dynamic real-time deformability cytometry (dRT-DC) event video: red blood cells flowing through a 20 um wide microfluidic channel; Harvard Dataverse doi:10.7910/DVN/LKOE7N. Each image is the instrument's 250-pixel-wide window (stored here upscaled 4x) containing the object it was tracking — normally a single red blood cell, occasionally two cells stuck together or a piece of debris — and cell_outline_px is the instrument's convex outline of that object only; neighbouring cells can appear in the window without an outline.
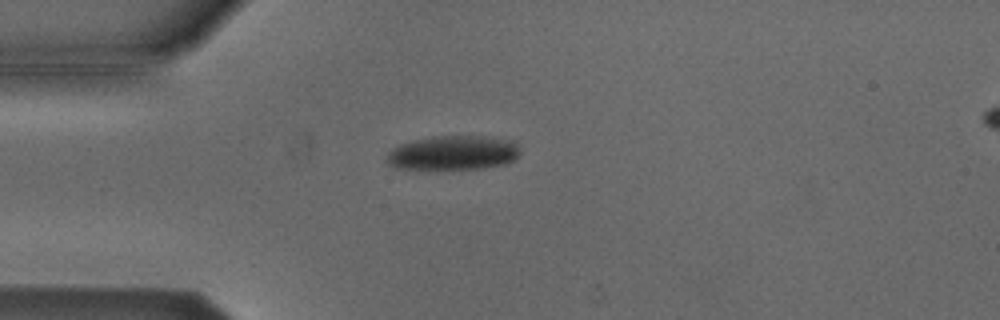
{"species": "Egyptian fruit bat (a non-hibernating species)", "species_latin": "Rousettus aegyptiacus", "temperature_condition": "cold", "stored_images_in_passage": 54, "camera_frame_rate_fps": 3000, "um_per_image_px": 0.085, "animal": {"sex": "male"}, "frame": {"image": 1, "passage_image": 14, "time_ms": 4.333, "image_size_px": [1000, 320], "cell_outline_px": [[520, 152], [512, 160], [504, 164], [484, 168], [396, 168], [388, 164], [388, 152], [392, 148], [400, 144], [412, 140], [432, 136], [484, 136], [516, 144], [520, 148]], "centroid_in_image_um": [38.47, 12.98], "position_along_channel_um": 46.5, "area_um2": 26.07}}
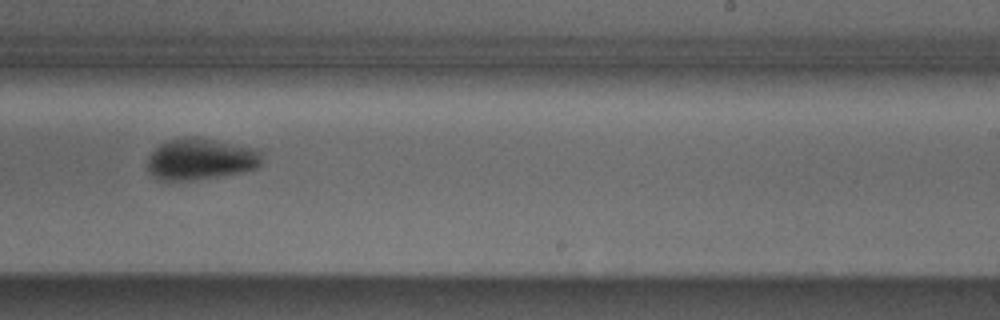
{"frame": {"image": 2, "passage_image": 33, "time_ms": 10.667, "image_size_px": [1000, 320], "cell_outline_px": [[260, 164], [256, 168], [244, 172], [192, 180], [160, 180], [152, 176], [148, 172], [148, 156], [160, 144], [168, 140], [192, 136], [196, 136], [260, 148]], "centroid_in_image_um": [17.06, 13.51], "position_along_channel_um": 271.9, "area_um2": 27.86}}
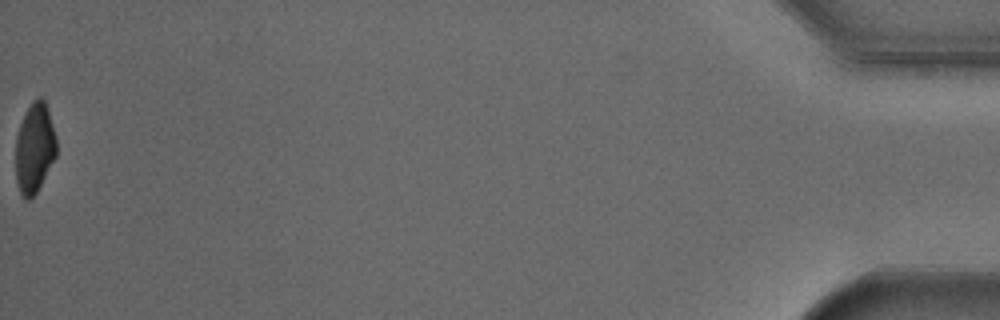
{"frame": {"image": 3, "passage_image": 54, "time_ms": 17.667, "image_size_px": [1000, 320], "cell_outline_px": [[56, 156], [36, 192], [28, 200], [24, 200], [20, 196], [16, 180], [16, 136], [20, 124], [32, 100], [36, 96], [40, 96], [44, 100], [48, 108], [56, 136]], "centroid_in_image_um": [2.93, 12.57], "position_along_channel_um": 432.3, "area_um2": 21.44}, "authors_computed_cell_mechanics": {"area_um2": 24.8829, "velocity_mm_per_s": 3.8122, "shape_relaxation_time_tau1_ms": 3.442, "shape_relaxation_time_tau2_ms": null, "deformation_change_tau1": 0.1166, "deformation_change_tau2": null}}